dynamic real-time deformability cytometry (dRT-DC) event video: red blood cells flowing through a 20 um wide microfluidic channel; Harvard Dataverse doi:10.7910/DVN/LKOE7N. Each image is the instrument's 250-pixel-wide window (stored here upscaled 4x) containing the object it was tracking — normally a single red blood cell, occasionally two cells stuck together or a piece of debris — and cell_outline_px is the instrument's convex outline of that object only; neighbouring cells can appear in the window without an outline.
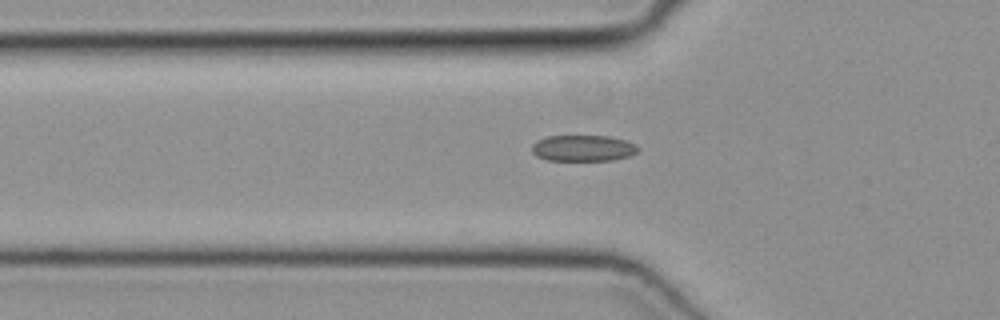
{"species": "common noctule bat (a hibernating species)", "species_latin": "Nyctalus noctula", "temperature_condition": "cold", "stored_images_in_passage": 47, "camera_frame_rate_fps": 3000, "um_per_image_px": 0.085, "animal": {"sex": "female", "body_mass_g": 19.3, "forearm_length_mm": 54.1}, "frame": {"image": 1, "passage_image": 18, "time_ms": 5.667, "image_size_px": [1000, 320], "cell_outline_px": [[640, 148], [636, 152], [628, 156], [612, 160], [548, 160], [536, 156], [532, 152], [532, 144], [536, 140], [548, 136], [608, 136], [624, 140], [636, 144]], "centroid_in_image_um": [49.54, 12.59], "position_along_channel_um": 76.3, "area_um2": 16.13}}
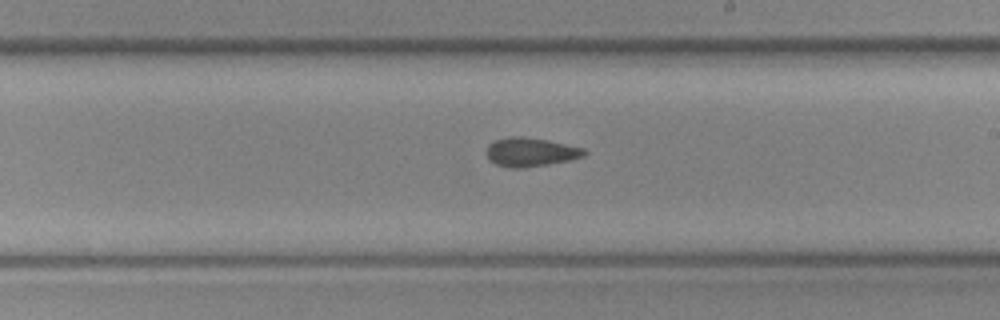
{"frame": {"image": 2, "passage_image": 30, "time_ms": 9.667, "image_size_px": [1000, 320], "cell_outline_px": [[588, 152], [584, 156], [572, 160], [548, 164], [520, 168], [508, 168], [496, 164], [488, 160], [488, 144], [496, 140], [512, 136], [524, 136], [548, 140], [584, 148]], "centroid_in_image_um": [45.13, 12.93], "position_along_channel_um": 243.9, "area_um2": 16.47}}
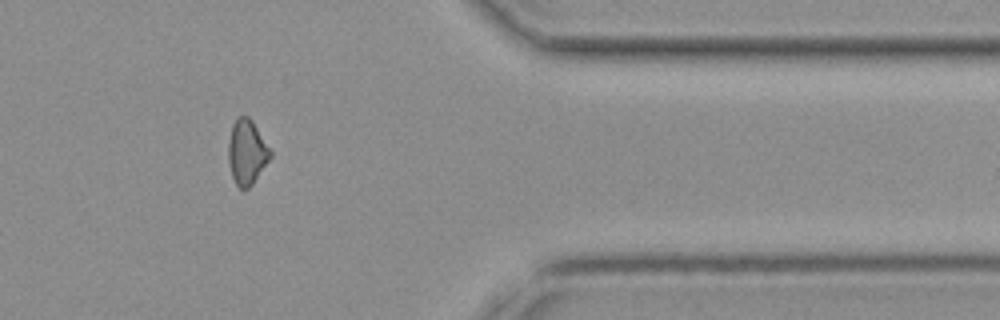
{"frame": {"image": 3, "passage_image": 42, "time_ms": 13.667, "image_size_px": [1000, 320], "cell_outline_px": [[272, 156], [252, 184], [248, 188], [240, 188], [236, 184], [232, 176], [228, 164], [228, 140], [232, 124], [236, 116], [248, 116], [252, 120], [272, 152]], "centroid_in_image_um": [20.96, 12.9], "position_along_channel_um": 390.4, "area_um2": 15.9}}